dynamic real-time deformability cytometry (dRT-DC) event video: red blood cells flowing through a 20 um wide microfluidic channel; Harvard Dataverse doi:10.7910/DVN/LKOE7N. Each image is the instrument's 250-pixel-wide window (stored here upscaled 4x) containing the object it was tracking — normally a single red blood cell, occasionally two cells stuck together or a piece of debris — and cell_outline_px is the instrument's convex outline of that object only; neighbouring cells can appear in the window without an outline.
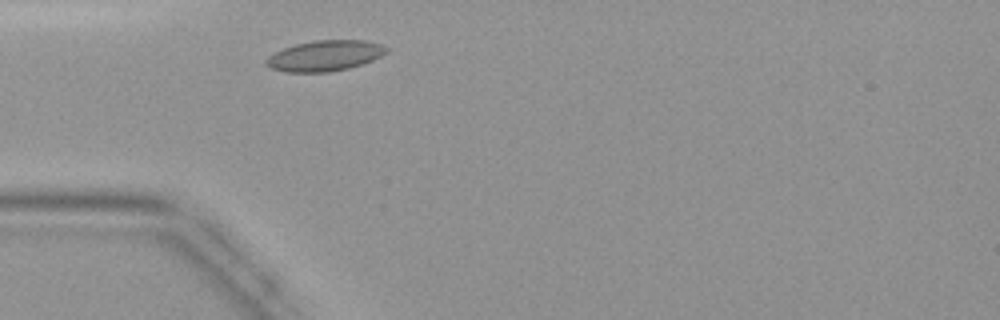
{"species": "common noctule bat (a hibernating species)", "species_latin": "Nyctalus noctula", "temperature_condition": "warm", "stored_images_in_passage": 28, "camera_frame_rate_fps": 3000, "um_per_image_px": 0.085, "animal": {"sex": "female", "body_mass_g": 19.9}, "frame": {"image": 1, "passage_image": 3, "time_ms": 0.667, "image_size_px": [1000, 320], "cell_outline_px": [[388, 52], [372, 60], [348, 68], [328, 72], [284, 72], [272, 68], [264, 64], [264, 60], [268, 56], [284, 48], [296, 44], [312, 40], [364, 40], [384, 44], [388, 48]], "centroid_in_image_um": [27.61, 4.73], "position_along_channel_um": 57.4, "area_um2": 21.5}}
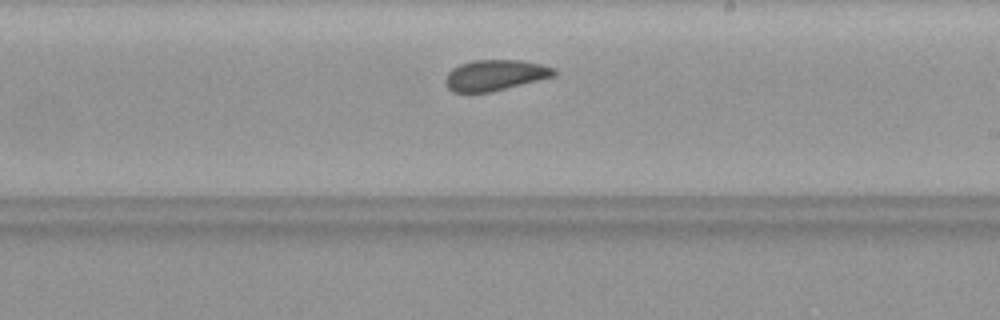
{"frame": {"image": 2, "passage_image": 16, "time_ms": 5.0, "image_size_px": [1000, 320], "cell_outline_px": [[556, 76], [492, 92], [452, 92], [444, 84], [444, 80], [448, 72], [452, 68], [460, 64], [472, 60], [520, 60], [540, 64], [556, 68]], "centroid_in_image_um": [42.08, 6.39], "position_along_channel_um": 246.9, "area_um2": 19.71}}
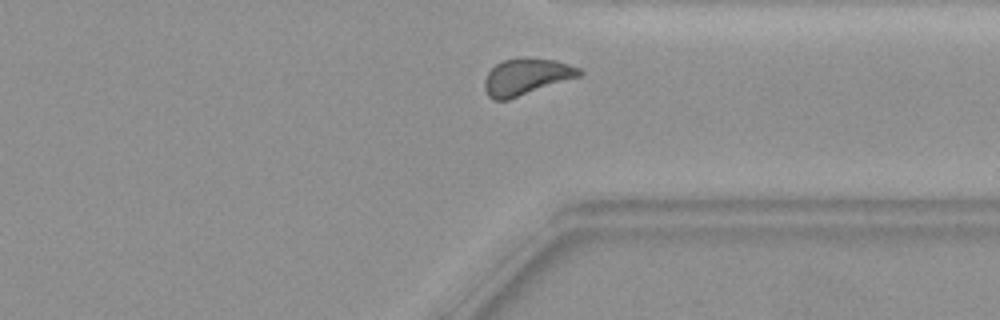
{"frame": {"image": 3, "passage_image": 24, "time_ms": 7.667, "image_size_px": [1000, 320], "cell_outline_px": [[584, 72], [580, 76], [508, 100], [492, 100], [488, 96], [484, 88], [484, 80], [488, 72], [496, 64], [504, 60], [520, 56], [524, 56], [556, 60], [580, 68]], "centroid_in_image_um": [44.73, 6.5], "position_along_channel_um": 366.7, "area_um2": 20.4}}